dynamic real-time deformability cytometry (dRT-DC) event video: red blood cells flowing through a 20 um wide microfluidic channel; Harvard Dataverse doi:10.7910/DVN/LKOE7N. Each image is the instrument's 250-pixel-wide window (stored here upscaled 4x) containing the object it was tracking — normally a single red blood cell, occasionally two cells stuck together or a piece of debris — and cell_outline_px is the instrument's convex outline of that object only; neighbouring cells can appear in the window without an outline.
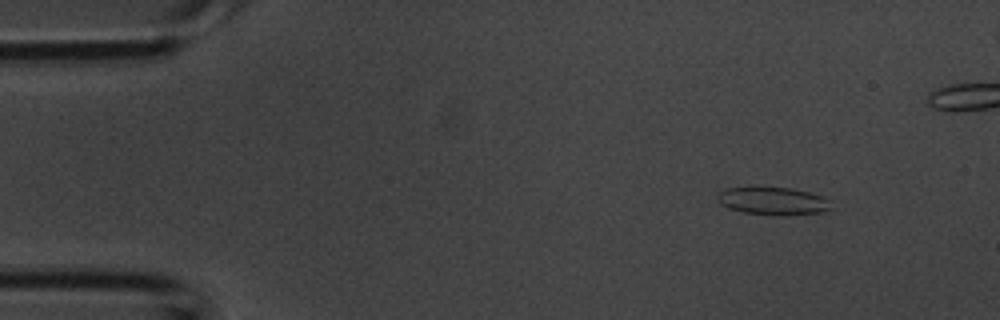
{"species": "common noctule bat (a hibernating species)", "species_latin": "Nyctalus noctula", "temperature_condition": "room temperature", "stored_images_in_passage": 34, "camera_frame_rate_fps": 3000, "um_per_image_px": 0.085, "animal": {"sex": "male", "body_mass_g": 20.1, "forearm_length_mm": 53.5}, "frame": {"image": 1, "passage_image": 1, "time_ms": 0.0, "image_size_px": [1000, 320], "cell_outline_px": [[832, 208], [828, 212], [784, 216], [776, 216], [744, 212], [728, 208], [720, 204], [716, 200], [716, 196], [724, 188], [756, 184], [792, 188], [824, 196], [828, 200]], "centroid_in_image_um": [65.67, 17.05], "position_along_channel_um": 19.3, "area_um2": 19.59}}
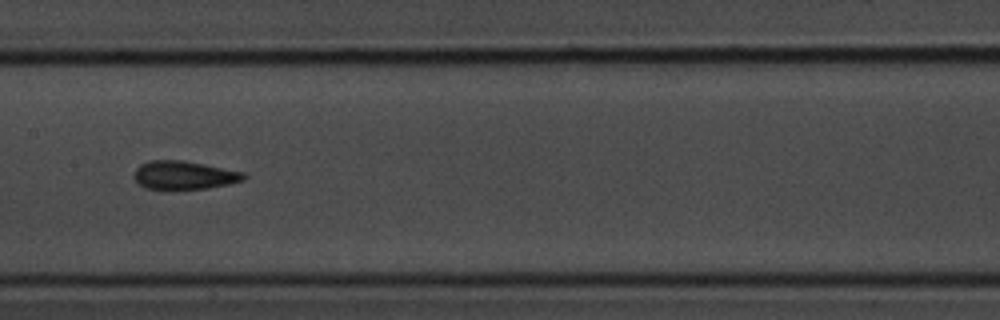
{"frame": {"image": 2, "passage_image": 17, "time_ms": 5.333, "image_size_px": [1000, 320], "cell_outline_px": [[248, 176], [244, 180], [228, 184], [208, 188], [144, 188], [132, 176], [136, 168], [140, 164], [148, 160], [184, 160], [244, 172]], "centroid_in_image_um": [15.65, 14.86], "position_along_channel_um": 191.8, "area_um2": 18.03}}
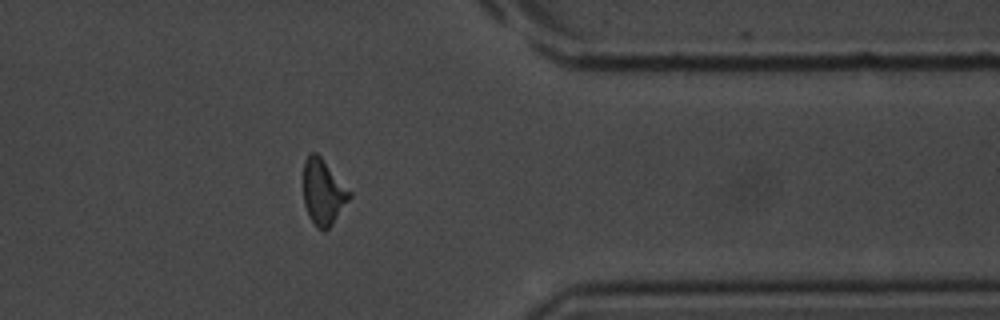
{"frame": {"image": 3, "passage_image": 30, "time_ms": 9.667, "image_size_px": [1000, 320], "cell_outline_px": [[352, 196], [332, 224], [324, 232], [316, 228], [308, 216], [304, 204], [304, 160], [312, 152], [316, 152], [320, 156], [352, 192]], "centroid_in_image_um": [27.47, 16.35], "position_along_channel_um": 383.9, "area_um2": 17.63}}